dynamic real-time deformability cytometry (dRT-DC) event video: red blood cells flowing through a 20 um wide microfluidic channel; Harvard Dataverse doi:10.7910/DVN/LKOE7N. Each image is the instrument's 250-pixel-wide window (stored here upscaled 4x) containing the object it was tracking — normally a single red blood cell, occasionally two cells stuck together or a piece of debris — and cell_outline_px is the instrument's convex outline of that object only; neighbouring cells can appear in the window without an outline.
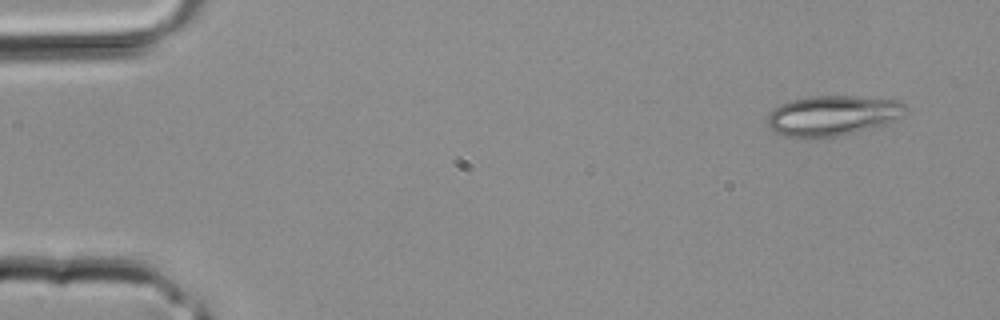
{"species": "common noctule bat (a hibernating species)", "species_latin": "Nyctalus noctula", "temperature_condition": "room temperature", "stored_images_in_passage": 3, "camera_frame_rate_fps": 3000, "um_per_image_px": 0.085, "animal": {"sex": "male", "body_mass_g": 20.4}, "frame": {"image": 1, "passage_image": 1, "time_ms": 0.0, "image_size_px": [1000, 320], "cell_outline_px": [[908, 108], [904, 116], [900, 120], [824, 140], [808, 140], [784, 136], [768, 128], [768, 112], [772, 108], [780, 104], [792, 100], [812, 96], [856, 96], [900, 100]], "centroid_in_image_um": [70.77, 9.86], "position_along_channel_um": 14.2, "area_um2": 33.41}}